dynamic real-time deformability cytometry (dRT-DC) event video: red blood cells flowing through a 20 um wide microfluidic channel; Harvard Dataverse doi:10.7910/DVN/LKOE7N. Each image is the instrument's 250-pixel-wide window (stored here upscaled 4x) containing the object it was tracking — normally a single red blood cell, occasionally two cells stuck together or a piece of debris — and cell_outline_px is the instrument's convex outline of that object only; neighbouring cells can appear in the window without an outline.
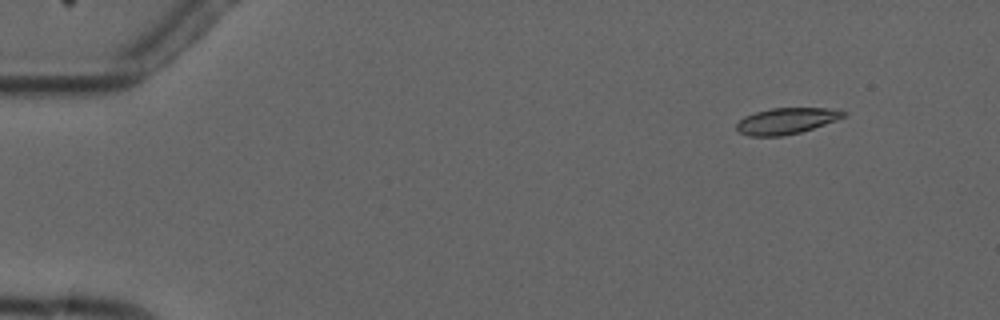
{"species": "common noctule bat (a hibernating species)", "species_latin": "Nyctalus noctula", "temperature_condition": "cold", "stored_images_in_passage": 5, "camera_frame_rate_fps": 3000, "um_per_image_px": 0.085, "animal": {"sex": "male", "forearm_length_mm": 52.5}, "frame": {"image": 1, "passage_image": 2, "time_ms": 1.0, "image_size_px": [1000, 320], "cell_outline_px": [[848, 116], [800, 132], [784, 136], [748, 136], [740, 132], [736, 128], [736, 124], [744, 116], [756, 112], [772, 108], [840, 108], [848, 112]], "centroid_in_image_um": [66.9, 10.26], "position_along_channel_um": 18.1, "area_um2": 16.42}}